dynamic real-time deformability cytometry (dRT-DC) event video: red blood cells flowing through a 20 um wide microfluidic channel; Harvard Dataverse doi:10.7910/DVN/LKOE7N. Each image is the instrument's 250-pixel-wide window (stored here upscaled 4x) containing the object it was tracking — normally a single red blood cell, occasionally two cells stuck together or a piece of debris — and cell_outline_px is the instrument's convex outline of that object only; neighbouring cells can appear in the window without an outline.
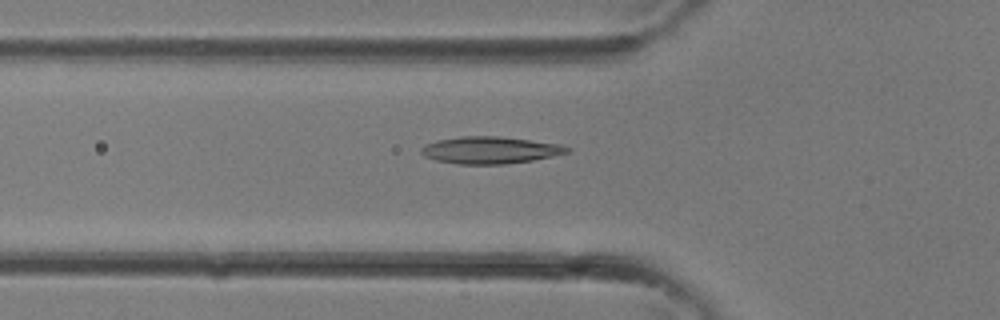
{"species": "common noctule bat (a hibernating species)", "species_latin": "Nyctalus noctula", "temperature_condition": "room temperature", "stored_images_in_passage": 30, "camera_frame_rate_fps": 3000, "um_per_image_px": 0.085, "animal": {"sex": "female"}, "frame": {"image": 1, "passage_image": 8, "time_ms": 2.333, "image_size_px": [1000, 320], "cell_outline_px": [[572, 152], [532, 160], [504, 164], [460, 164], [436, 160], [424, 156], [420, 152], [420, 148], [424, 144], [436, 140], [460, 136], [500, 136], [564, 144], [572, 148]], "centroid_in_image_um": [41.69, 12.75], "position_along_channel_um": 84.1, "area_um2": 23.29}}
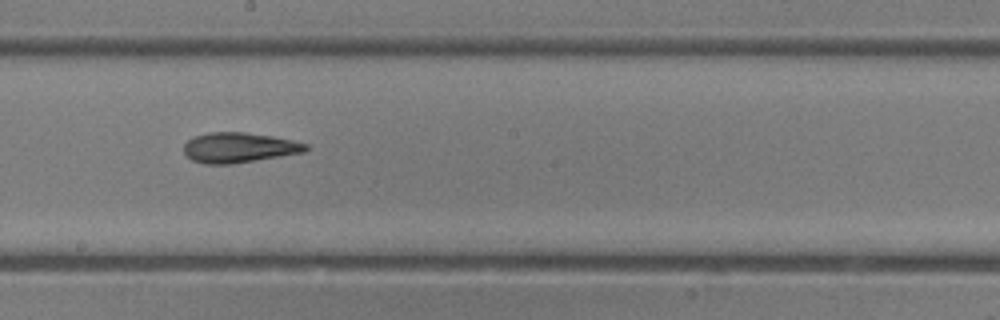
{"frame": {"image": 2, "passage_image": 15, "time_ms": 4.667, "image_size_px": [1000, 320], "cell_outline_px": [[308, 148], [304, 152], [232, 164], [204, 164], [192, 160], [184, 156], [184, 144], [188, 140], [196, 136], [208, 132], [244, 132], [272, 136], [292, 140], [308, 144]], "centroid_in_image_um": [20.28, 12.55], "position_along_channel_um": 227.9, "area_um2": 21.39}}
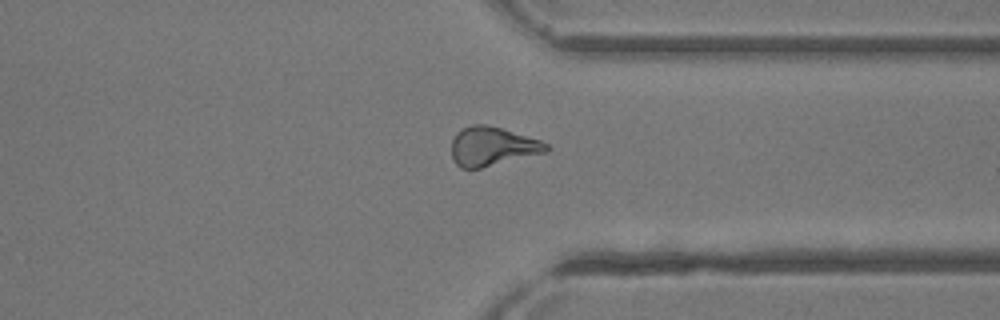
{"frame": {"image": 3, "passage_image": 22, "time_ms": 7.0, "image_size_px": [1000, 320], "cell_outline_px": [[552, 148], [548, 152], [480, 168], [460, 168], [452, 160], [452, 140], [456, 132], [472, 124], [484, 124], [504, 128], [540, 140], [548, 144]], "centroid_in_image_um": [41.87, 12.44], "position_along_channel_um": 369.5, "area_um2": 21.73}}